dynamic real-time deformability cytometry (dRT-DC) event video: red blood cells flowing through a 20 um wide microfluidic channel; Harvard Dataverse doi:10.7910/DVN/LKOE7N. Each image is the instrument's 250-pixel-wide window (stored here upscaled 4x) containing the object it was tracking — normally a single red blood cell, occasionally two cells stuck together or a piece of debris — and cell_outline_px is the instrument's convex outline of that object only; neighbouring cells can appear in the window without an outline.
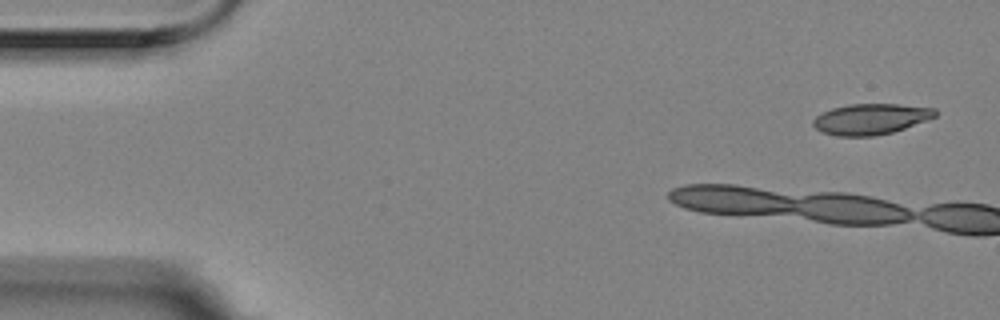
{"species": "Egyptian fruit bat (a non-hibernating species)", "species_latin": "Rousettus aegyptiacus", "temperature_condition": "room temperature", "stored_images_in_passage": 7, "segment_of_instrument_passage": [1, 2], "camera_frame_rate_fps": 3000, "um_per_image_px": 0.085, "animal": {"sex": "female"}, "frame": {"image": 1, "passage_image": 1, "time_ms": 0.0, "image_size_px": [1000, 320], "cell_outline_px": [[936, 116], [904, 128], [892, 132], [876, 136], [836, 136], [824, 132], [816, 128], [812, 124], [812, 120], [816, 116], [832, 108], [848, 104], [896, 104], [936, 108]], "centroid_in_image_um": [73.99, 10.11], "position_along_channel_um": 11.0, "area_um2": 21.73}}
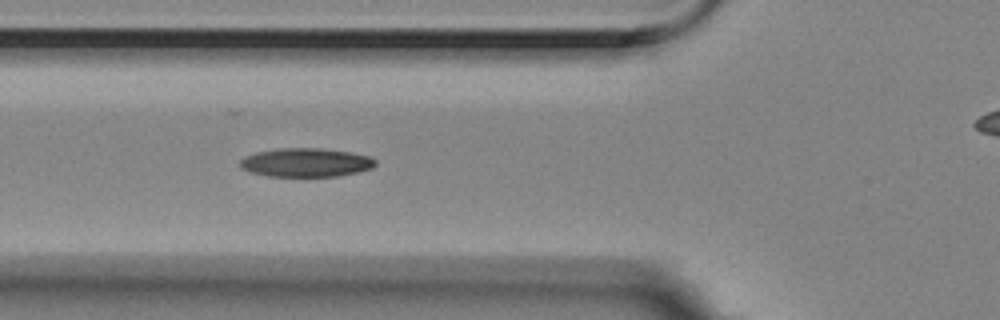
{"frame": {"image": 2, "passage_image": 6, "time_ms": 1.667, "image_size_px": [1000, 320], "cell_outline_px": [[376, 164], [372, 168], [340, 176], [268, 176], [252, 172], [240, 168], [240, 160], [256, 152], [280, 148], [320, 148], [348, 152], [368, 156], [376, 160]], "centroid_in_image_um": [26.01, 13.81], "position_along_channel_um": 99.8, "area_um2": 22.43}}